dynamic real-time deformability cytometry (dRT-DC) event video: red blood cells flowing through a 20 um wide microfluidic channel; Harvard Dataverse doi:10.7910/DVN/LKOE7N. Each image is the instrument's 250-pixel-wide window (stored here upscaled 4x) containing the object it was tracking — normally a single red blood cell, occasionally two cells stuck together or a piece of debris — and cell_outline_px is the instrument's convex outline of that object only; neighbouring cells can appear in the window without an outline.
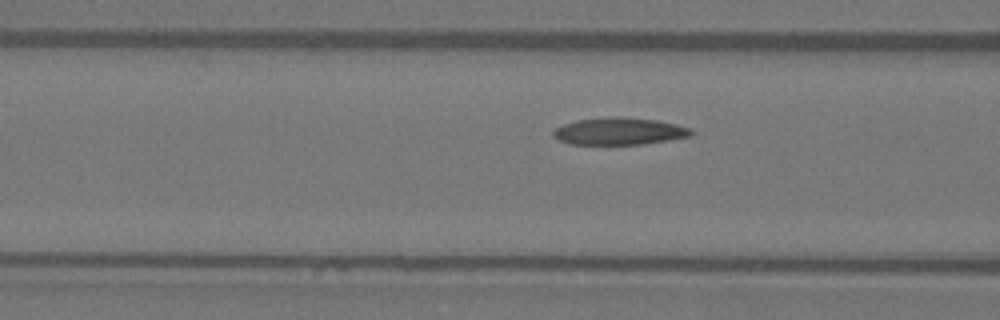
{"species": "Egyptian fruit bat (a non-hibernating species)", "species_latin": "Rousettus aegyptiacus", "temperature_condition": "warm", "stored_images_in_passage": 11, "camera_frame_rate_fps": 3000, "um_per_image_px": 0.085, "animal": {"sex": "female"}, "frame": {"image": 1, "passage_image": 7, "time_ms": 2.0, "image_size_px": [1000, 320], "cell_outline_px": [[692, 136], [644, 144], [572, 144], [560, 140], [552, 136], [552, 132], [556, 128], [564, 124], [576, 120], [612, 116], [624, 116], [660, 120], [692, 128]], "centroid_in_image_um": [52.67, 11.14], "position_along_channel_um": 113.9, "area_um2": 22.02}}